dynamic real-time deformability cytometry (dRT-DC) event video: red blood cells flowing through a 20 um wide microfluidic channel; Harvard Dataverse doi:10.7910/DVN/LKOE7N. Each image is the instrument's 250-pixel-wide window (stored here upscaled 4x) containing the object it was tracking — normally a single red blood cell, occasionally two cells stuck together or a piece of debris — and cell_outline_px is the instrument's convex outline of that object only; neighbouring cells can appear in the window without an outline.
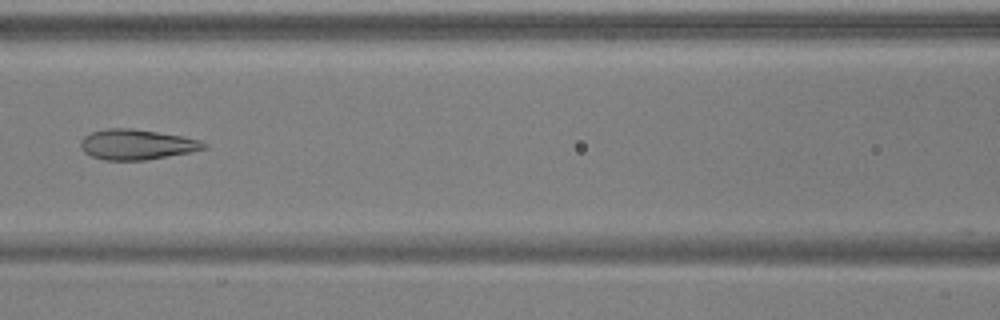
{"species": "common noctule bat (a hibernating species)", "species_latin": "Nyctalus noctula", "temperature_condition": "warm", "stored_images_in_passage": 5, "camera_frame_rate_fps": 3000, "um_per_image_px": 0.085, "animal": {"sex": "male", "body_mass_g": 17.9, "forearm_length_mm": 54.2}, "frame": {"image": 1, "passage_image": 5, "time_ms": 1.333, "image_size_px": [1000, 320], "cell_outline_px": [[208, 148], [192, 152], [148, 160], [104, 160], [92, 156], [84, 152], [80, 144], [84, 136], [92, 132], [108, 128], [132, 128], [180, 136], [200, 140], [208, 144]], "centroid_in_image_um": [11.65, 12.29], "position_along_channel_um": 154.9, "area_um2": 21.73}}